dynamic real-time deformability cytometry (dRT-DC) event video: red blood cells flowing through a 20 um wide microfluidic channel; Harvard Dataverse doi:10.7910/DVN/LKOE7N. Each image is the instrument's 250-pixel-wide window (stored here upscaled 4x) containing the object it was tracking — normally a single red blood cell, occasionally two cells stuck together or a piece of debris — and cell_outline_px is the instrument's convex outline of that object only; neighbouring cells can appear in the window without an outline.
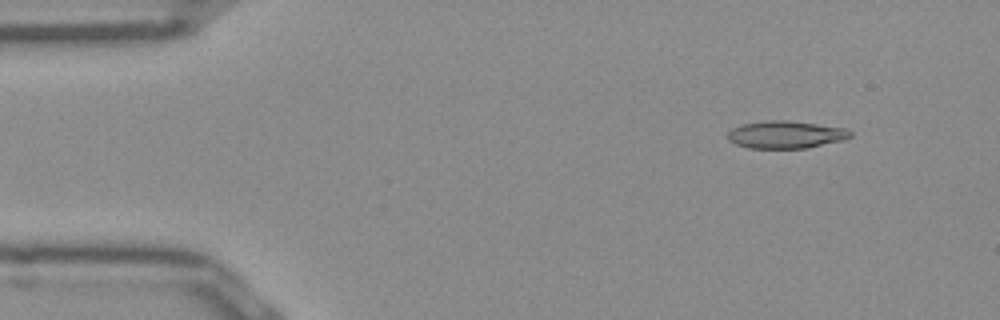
{"species": "Egyptian fruit bat (a non-hibernating species)", "species_latin": "Rousettus aegyptiacus", "temperature_condition": "room temperature", "stored_images_in_passage": 50, "camera_frame_rate_fps": 3000, "um_per_image_px": 0.085, "frame": {"image": 1, "passage_image": 5, "time_ms": 1.333, "image_size_px": [1000, 320], "cell_outline_px": [[852, 136], [844, 140], [804, 148], [748, 148], [736, 144], [728, 140], [724, 136], [732, 128], [740, 124], [764, 120], [788, 120], [848, 128], [852, 132]], "centroid_in_image_um": [66.76, 11.43], "position_along_channel_um": 18.2, "area_um2": 19.94}}
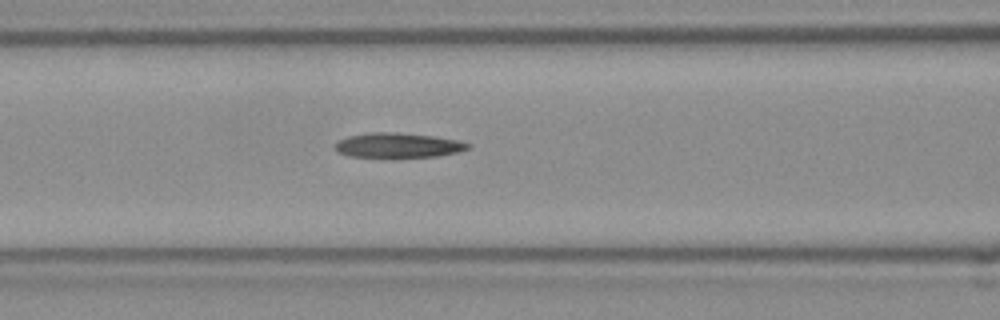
{"frame": {"image": 2, "passage_image": 20, "time_ms": 6.333, "image_size_px": [1000, 320], "cell_outline_px": [[472, 144], [468, 148], [456, 152], [436, 156], [348, 156], [336, 152], [336, 140], [348, 136], [368, 132], [396, 132], [432, 136], [456, 140]], "centroid_in_image_um": [33.77, 12.33], "position_along_channel_um": 132.8, "area_um2": 18.79}}
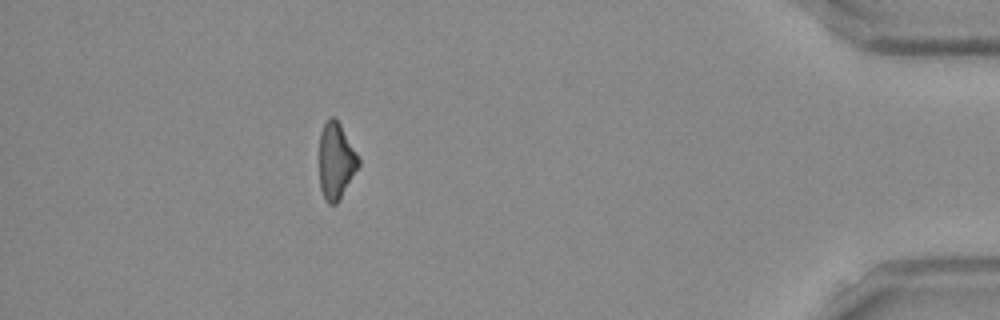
{"frame": {"image": 3, "passage_image": 45, "time_ms": 14.667, "image_size_px": [1000, 320], "cell_outline_px": [[360, 164], [340, 200], [336, 204], [328, 204], [324, 200], [320, 188], [320, 132], [324, 124], [332, 116], [336, 116], [360, 160]], "centroid_in_image_um": [28.56, 13.7], "position_along_channel_um": 406.6, "area_um2": 17.46}}